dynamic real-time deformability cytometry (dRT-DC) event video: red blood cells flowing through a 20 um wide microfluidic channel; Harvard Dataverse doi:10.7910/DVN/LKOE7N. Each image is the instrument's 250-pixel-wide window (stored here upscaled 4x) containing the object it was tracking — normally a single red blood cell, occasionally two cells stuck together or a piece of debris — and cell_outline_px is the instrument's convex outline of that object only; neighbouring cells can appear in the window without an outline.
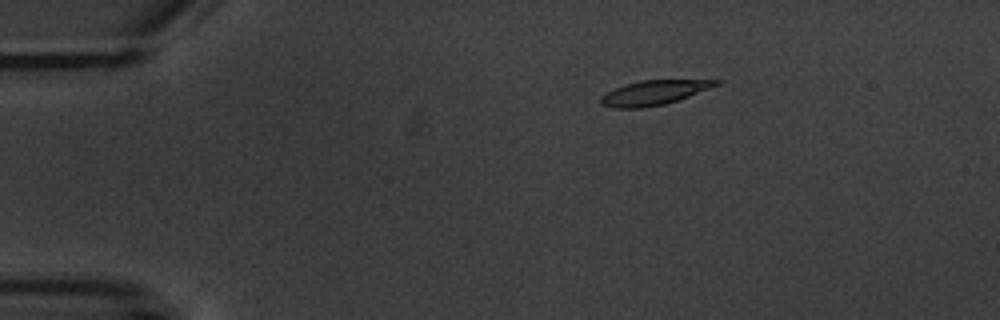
{"species": "common noctule bat (a hibernating species)", "species_latin": "Nyctalus noctula", "temperature_condition": "warm", "stored_images_in_passage": 5, "camera_frame_rate_fps": 3000, "um_per_image_px": 0.085, "animal": {"sex": "male", "body_mass_g": 20.1, "forearm_length_mm": 53.5}, "frame": {"image": 1, "passage_image": 3, "time_ms": 2.333, "image_size_px": [1000, 320], "cell_outline_px": [[724, 80], [720, 84], [688, 96], [664, 104], [644, 108], [616, 108], [600, 104], [600, 96], [624, 84], [640, 80]], "centroid_in_image_um": [55.56, 7.87], "position_along_channel_um": 29.4, "area_um2": 16.3}}
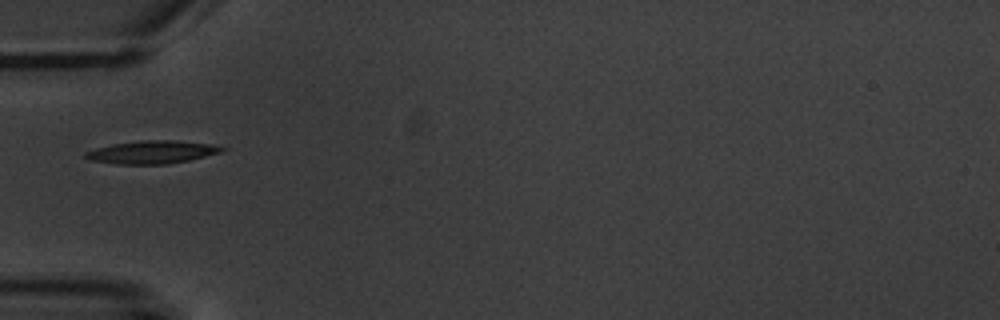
{"frame": {"image": 2, "passage_image": 5, "time_ms": 5.333, "image_size_px": [1000, 320], "cell_outline_px": [[228, 148], [220, 152], [188, 160], [168, 164], [116, 164], [92, 160], [84, 156], [84, 152], [96, 148], [112, 144], [144, 140], [176, 140], [212, 144]], "centroid_in_image_um": [12.93, 12.92], "position_along_channel_um": 72.1, "area_um2": 18.09}}